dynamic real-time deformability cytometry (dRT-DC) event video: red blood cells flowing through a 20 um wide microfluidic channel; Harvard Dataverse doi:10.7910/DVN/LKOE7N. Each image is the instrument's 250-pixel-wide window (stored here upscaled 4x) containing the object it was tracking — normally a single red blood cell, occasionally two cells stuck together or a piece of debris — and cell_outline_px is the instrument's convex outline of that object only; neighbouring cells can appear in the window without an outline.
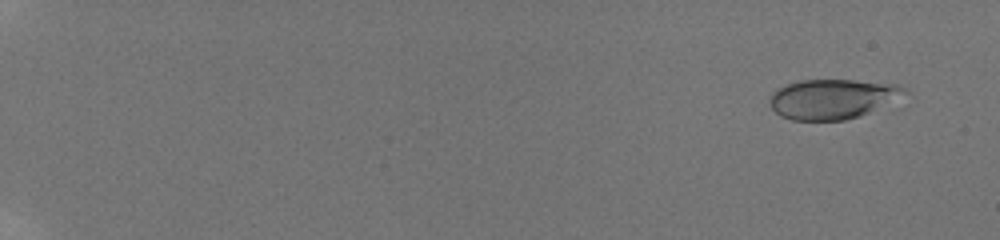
{"species": "human", "species_latin": "Homo sapiens", "temperature_condition": "room temperature", "stored_images_in_passage": 30, "camera_frame_rate_fps": 3000, "um_per_image_px": 0.085, "donor": {"sex": "male"}, "frame": {"image": 1, "passage_image": 3, "time_ms": 1.0, "image_size_px": [1000, 240], "cell_outline_px": [[908, 92], [860, 116], [844, 120], [792, 120], [780, 116], [768, 104], [768, 100], [772, 92], [776, 88], [800, 80], [852, 80], [896, 84], [904, 88]], "centroid_in_image_um": [70.66, 8.41], "position_along_channel_um": 14.3, "area_um2": 30.92}}
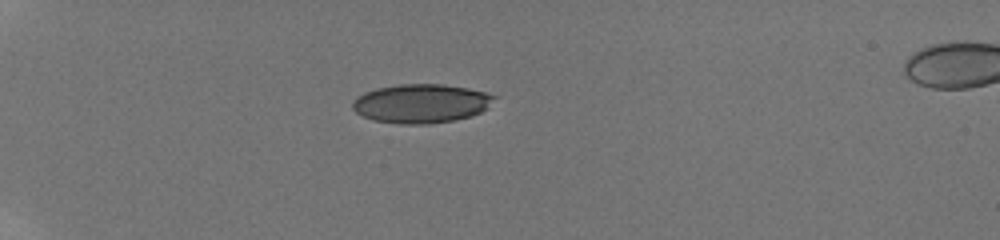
{"frame": {"image": 2, "passage_image": 21, "time_ms": 6.0, "image_size_px": [1000, 240], "cell_outline_px": [[500, 96], [488, 108], [472, 116], [452, 120], [428, 124], [400, 124], [372, 120], [356, 112], [352, 108], [352, 100], [356, 96], [364, 92], [376, 88], [400, 84], [444, 84], [468, 88]], "centroid_in_image_um": [35.81, 8.79], "position_along_channel_um": 49.2, "area_um2": 32.48}}
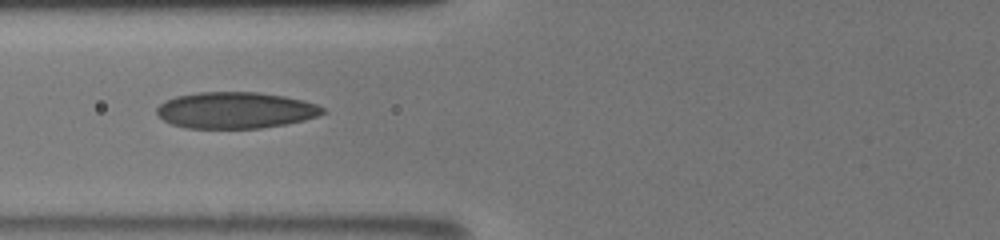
{"frame": {"image": 3, "passage_image": 29, "time_ms": 8.667, "image_size_px": [1000, 240], "cell_outline_px": [[328, 112], [304, 120], [284, 124], [260, 128], [184, 128], [172, 124], [164, 120], [156, 112], [156, 108], [160, 104], [176, 96], [200, 92], [260, 92], [284, 96], [304, 100], [316, 104], [324, 108]], "centroid_in_image_um": [20.04, 9.37], "position_along_channel_um": 105.8, "area_um2": 35.14}}